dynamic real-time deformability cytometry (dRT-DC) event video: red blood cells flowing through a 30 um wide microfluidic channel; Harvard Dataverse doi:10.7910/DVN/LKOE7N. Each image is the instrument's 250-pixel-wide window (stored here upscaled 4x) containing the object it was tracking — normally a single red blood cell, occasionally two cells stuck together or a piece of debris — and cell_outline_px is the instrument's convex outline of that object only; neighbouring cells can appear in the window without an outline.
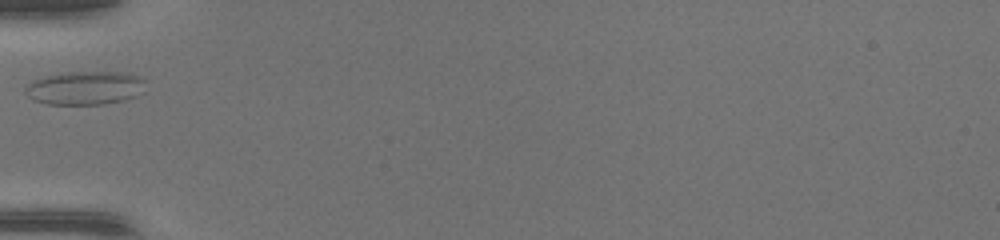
{"species": "common noctule bat (a hibernating species)", "species_latin": "Nyctalus noctula", "temperature_condition": "warm", "stored_images_in_passage": 32, "camera_frame_rate_fps": 3000, "um_per_image_px": 0.085, "animal": {"sex": "female", "body_mass_g": 17.0, "forearm_length_mm": 48.0}, "frame": {"image": 1, "passage_image": 1, "time_ms": 0.0, "image_size_px": [1000, 240], "cell_outline_px": [[144, 92], [136, 96], [104, 104], [48, 104], [32, 100], [24, 92], [24, 84], [32, 80], [64, 72], [128, 72], [136, 76], [140, 80]], "centroid_in_image_um": [7.13, 7.47], "position_along_channel_um": 77.9, "area_um2": 23.35}}
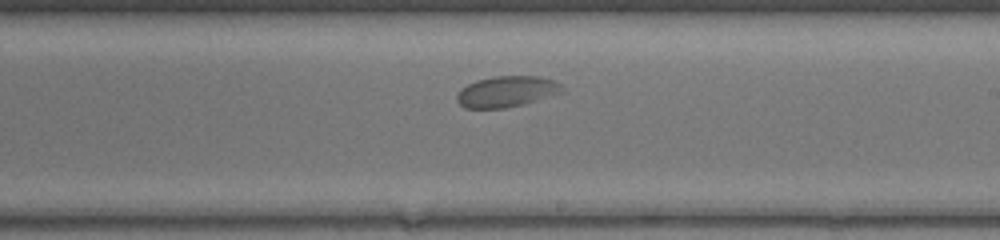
{"frame": {"image": 2, "passage_image": 13, "time_ms": 4.0, "image_size_px": [1000, 240], "cell_outline_px": [[564, 92], [520, 104], [504, 108], [464, 108], [456, 100], [456, 96], [460, 88], [476, 80], [492, 76], [536, 76], [552, 80], [560, 84], [564, 88]], "centroid_in_image_um": [43.02, 7.77], "position_along_channel_um": 246.0, "area_um2": 18.84}}
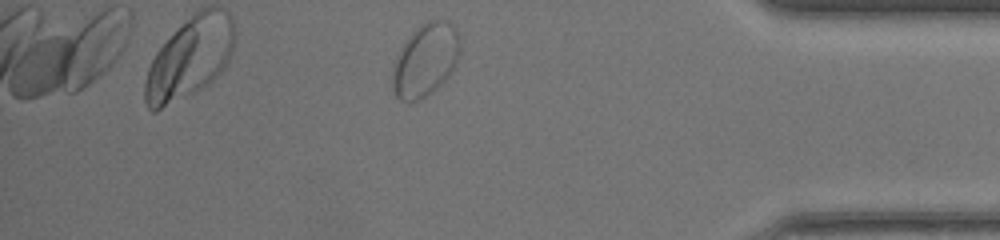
{"frame": {"image": 3, "passage_image": 26, "time_ms": 8.333, "image_size_px": [1000, 240], "cell_outline_px": [[460, 52], [448, 76], [436, 88], [420, 100], [408, 104], [400, 100], [396, 96], [392, 88], [392, 68], [404, 44], [412, 32], [420, 24], [428, 20], [444, 20], [452, 24], [456, 28], [460, 40]], "centroid_in_image_um": [36.15, 5.12], "position_along_channel_um": 399.1, "area_um2": 28.5}}